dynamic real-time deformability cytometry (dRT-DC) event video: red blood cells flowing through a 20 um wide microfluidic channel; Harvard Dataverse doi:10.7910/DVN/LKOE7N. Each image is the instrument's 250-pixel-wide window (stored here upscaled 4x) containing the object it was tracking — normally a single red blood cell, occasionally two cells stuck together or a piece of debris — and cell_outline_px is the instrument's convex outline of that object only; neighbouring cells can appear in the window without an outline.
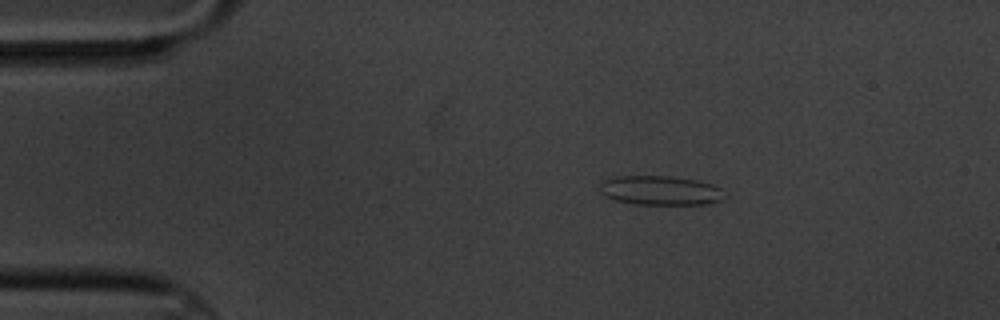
{"species": "common noctule bat (a hibernating species)", "species_latin": "Nyctalus noctula", "temperature_condition": "cold", "stored_images_in_passage": 6, "camera_frame_rate_fps": 3000, "um_per_image_px": 0.085, "animal": {"sex": "male", "body_mass_g": 20.1, "forearm_length_mm": 53.5}, "frame": {"image": 1, "passage_image": 2, "time_ms": 1.333, "image_size_px": [1000, 320], "cell_outline_px": [[724, 200], [708, 204], [636, 204], [612, 200], [604, 196], [600, 192], [600, 180], [616, 176], [668, 176], [696, 180], [712, 184], [720, 188]], "centroid_in_image_um": [56.07, 16.19], "position_along_channel_um": 28.9, "area_um2": 21.44}}
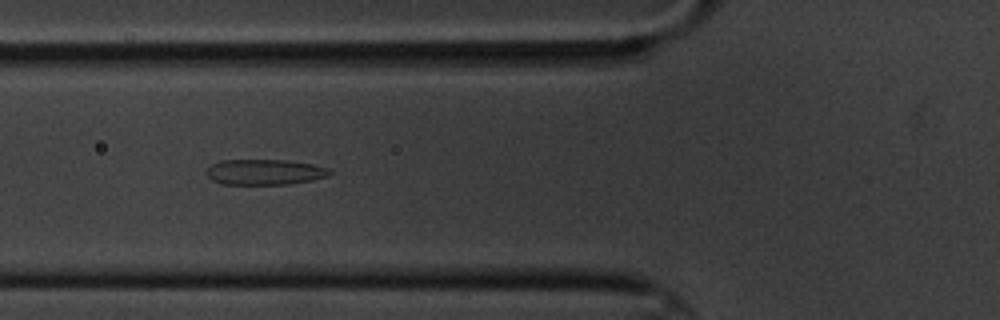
{"frame": {"image": 2, "passage_image": 5, "time_ms": 5.0, "image_size_px": [1000, 320], "cell_outline_px": [[332, 172], [328, 176], [312, 180], [288, 184], [220, 184], [212, 180], [204, 172], [212, 164], [220, 160], [288, 160], [312, 164], [328, 168]], "centroid_in_image_um": [22.48, 14.62], "position_along_channel_um": 103.3, "area_um2": 18.38}}
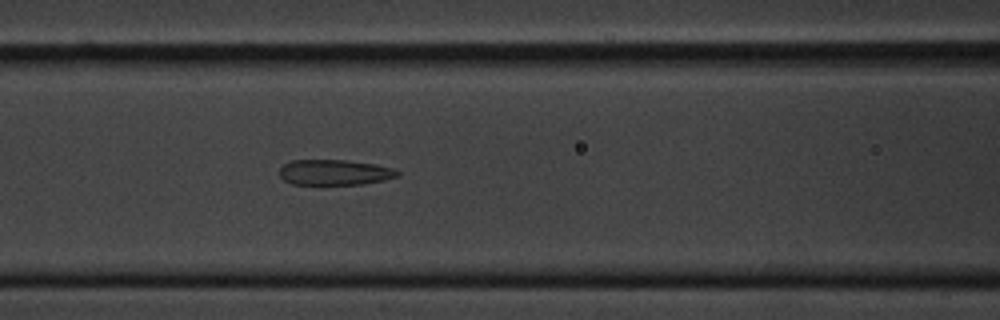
{"frame": {"image": 3, "passage_image": 6, "time_ms": 6.0, "image_size_px": [1000, 320], "cell_outline_px": [[400, 172], [396, 176], [384, 180], [360, 184], [292, 184], [284, 180], [280, 176], [280, 168], [284, 164], [292, 160], [348, 160], [372, 164], [392, 168]], "centroid_in_image_um": [28.4, 14.65], "position_along_channel_um": 138.2, "area_um2": 17.28}}